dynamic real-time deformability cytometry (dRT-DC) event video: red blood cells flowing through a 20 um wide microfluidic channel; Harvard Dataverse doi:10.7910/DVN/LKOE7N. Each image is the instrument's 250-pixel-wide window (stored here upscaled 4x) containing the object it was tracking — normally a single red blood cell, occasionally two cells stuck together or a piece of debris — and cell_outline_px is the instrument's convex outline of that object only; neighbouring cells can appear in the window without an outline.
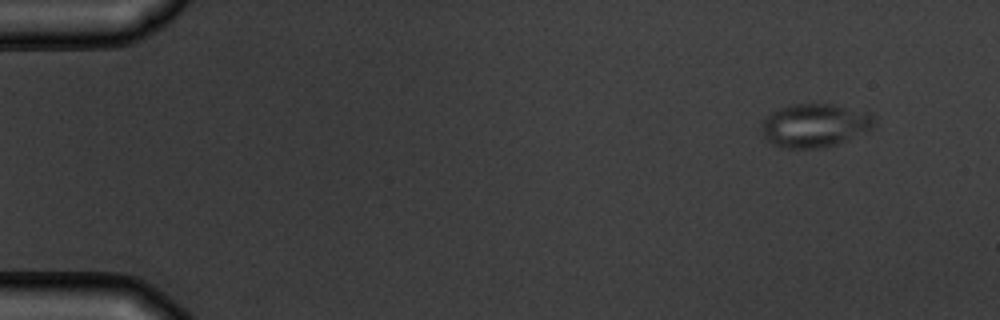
{"species": "common noctule bat (a hibernating species)", "species_latin": "Nyctalus noctula", "temperature_condition": "warm", "stored_images_in_passage": 6, "camera_frame_rate_fps": 3000, "um_per_image_px": 0.085, "animal": {"sex": "male", "body_mass_g": 19.5, "forearm_length_mm": 54.6}, "frame": {"image": 1, "passage_image": 1, "time_ms": 0.0, "image_size_px": [1000, 320], "cell_outline_px": [[876, 120], [872, 128], [848, 140], [836, 144], [820, 148], [784, 148], [764, 140], [764, 120], [772, 112], [780, 108], [792, 104], [832, 104], [868, 112], [876, 116]], "centroid_in_image_um": [69.3, 10.66], "position_along_channel_um": 15.7, "area_um2": 28.32}}